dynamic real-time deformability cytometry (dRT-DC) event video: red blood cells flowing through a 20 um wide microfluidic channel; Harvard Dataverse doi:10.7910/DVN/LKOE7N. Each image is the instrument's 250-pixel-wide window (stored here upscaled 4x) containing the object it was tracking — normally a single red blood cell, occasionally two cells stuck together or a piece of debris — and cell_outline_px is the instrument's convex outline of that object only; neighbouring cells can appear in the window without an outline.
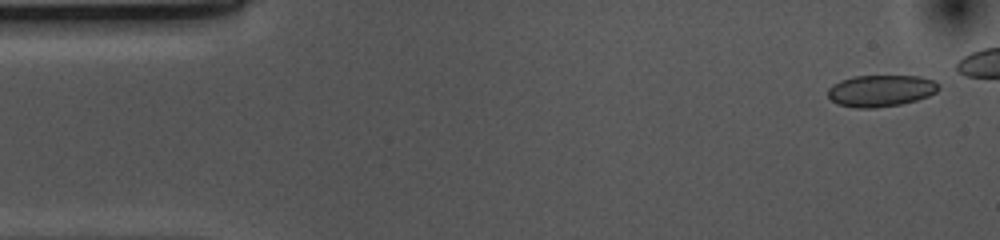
{"species": "common noctule bat (a hibernating species)", "species_latin": "Nyctalus noctula", "temperature_condition": "cold", "stored_images_in_passage": 42, "camera_frame_rate_fps": 3000, "um_per_image_px": 0.085, "animal": {"sex": "female", "body_mass_g": 10.0, "forearm_length_mm": 53.1}, "frame": {"image": 1, "passage_image": 2, "time_ms": 0.333, "image_size_px": [1000, 240], "cell_outline_px": [[940, 88], [936, 92], [928, 96], [916, 100], [900, 104], [876, 108], [856, 108], [836, 104], [828, 96], [828, 88], [832, 84], [840, 80], [852, 76], [920, 76], [932, 80], [940, 84]], "centroid_in_image_um": [74.85, 7.71], "position_along_channel_um": 10.2, "area_um2": 20.58}}
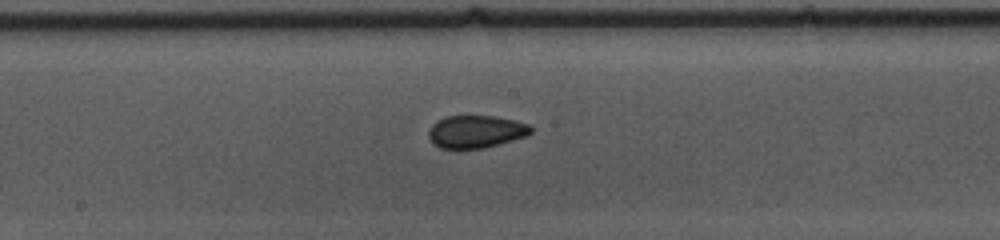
{"frame": {"image": 2, "passage_image": 26, "time_ms": 8.333, "image_size_px": [1000, 240], "cell_outline_px": [[532, 132], [528, 136], [484, 148], [440, 148], [432, 144], [428, 136], [428, 132], [432, 124], [436, 120], [444, 116], [492, 116], [516, 120], [532, 124]], "centroid_in_image_um": [40.47, 11.18], "position_along_channel_um": 207.7, "area_um2": 19.71}}
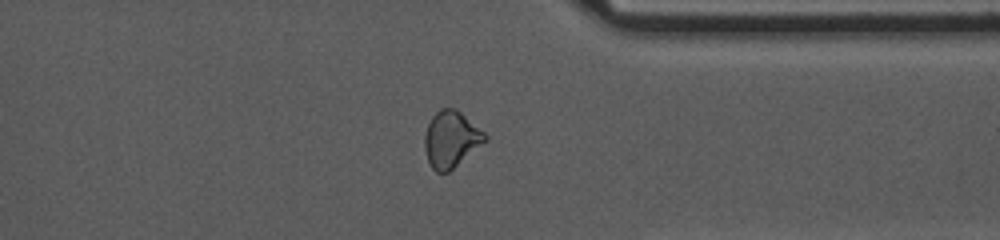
{"frame": {"image": 3, "passage_image": 40, "time_ms": 13.0, "image_size_px": [1000, 240], "cell_outline_px": [[488, 140], [448, 172], [436, 172], [432, 168], [428, 160], [424, 148], [424, 136], [428, 124], [432, 116], [440, 108], [456, 108], [484, 132], [488, 136]], "centroid_in_image_um": [38.34, 11.83], "position_along_channel_um": 373.1, "area_um2": 19.77}}